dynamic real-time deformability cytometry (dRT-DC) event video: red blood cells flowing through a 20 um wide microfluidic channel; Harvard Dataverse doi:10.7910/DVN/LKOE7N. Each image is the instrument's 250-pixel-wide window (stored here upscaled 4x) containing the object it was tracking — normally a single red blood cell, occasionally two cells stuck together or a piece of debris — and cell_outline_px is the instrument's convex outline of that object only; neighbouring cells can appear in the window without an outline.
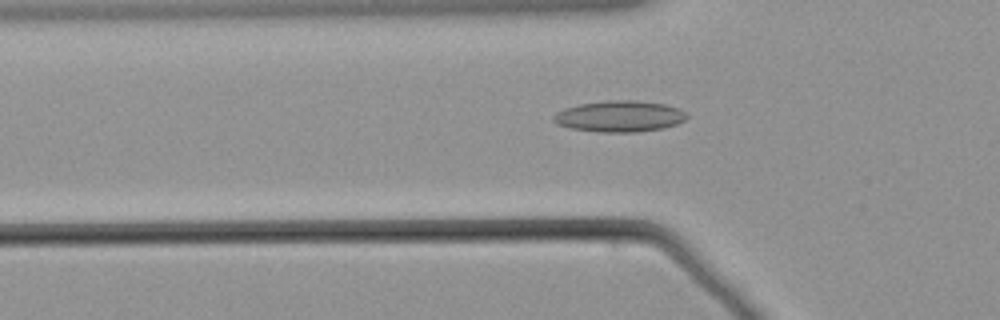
{"species": "common noctule bat (a hibernating species)", "species_latin": "Nyctalus noctula", "temperature_condition": "warm", "stored_images_in_passage": 59, "camera_frame_rate_fps": 3000, "um_per_image_px": 0.085, "animal": {"sex": "male", "body_mass_g": 21.5, "forearm_length_mm": 52.0}, "frame": {"image": 1, "passage_image": 20, "time_ms": 6.333, "image_size_px": [1000, 320], "cell_outline_px": [[688, 116], [684, 120], [676, 124], [664, 128], [636, 132], [600, 132], [572, 128], [556, 124], [552, 120], [552, 116], [556, 112], [564, 108], [580, 104], [608, 100], [636, 100], [664, 104], [680, 108]], "centroid_in_image_um": [52.65, 9.88], "position_along_channel_um": 73.2, "area_um2": 24.28}}
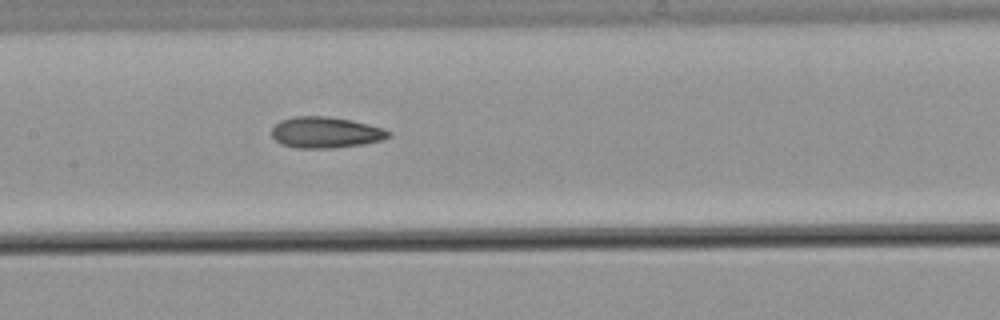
{"frame": {"image": 2, "passage_image": 29, "time_ms": 9.333, "image_size_px": [1000, 320], "cell_outline_px": [[392, 132], [388, 136], [380, 140], [364, 144], [336, 148], [296, 148], [280, 144], [272, 136], [272, 128], [280, 120], [292, 116], [328, 116], [352, 120], [368, 124]], "centroid_in_image_um": [27.63, 11.25], "position_along_channel_um": 179.8, "area_um2": 21.21}}
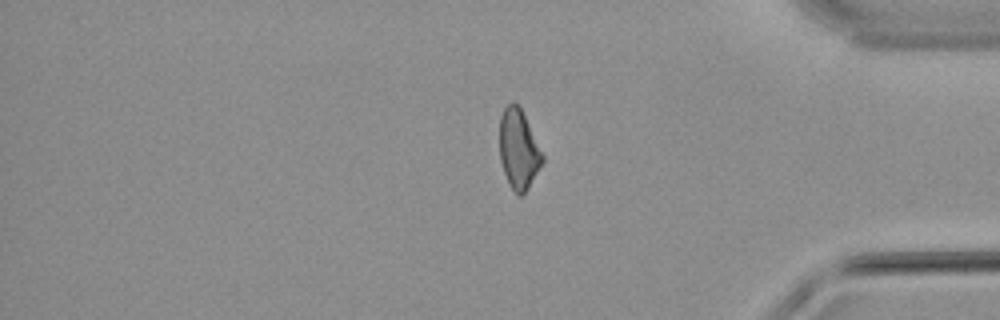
{"frame": {"image": 3, "passage_image": 49, "time_ms": 16.0, "image_size_px": [1000, 320], "cell_outline_px": [[544, 160], [528, 188], [520, 196], [516, 196], [508, 184], [500, 160], [500, 116], [504, 108], [512, 100], [520, 108], [544, 156]], "centroid_in_image_um": [44.06, 12.72], "position_along_channel_um": 391.1, "area_um2": 19.65}}